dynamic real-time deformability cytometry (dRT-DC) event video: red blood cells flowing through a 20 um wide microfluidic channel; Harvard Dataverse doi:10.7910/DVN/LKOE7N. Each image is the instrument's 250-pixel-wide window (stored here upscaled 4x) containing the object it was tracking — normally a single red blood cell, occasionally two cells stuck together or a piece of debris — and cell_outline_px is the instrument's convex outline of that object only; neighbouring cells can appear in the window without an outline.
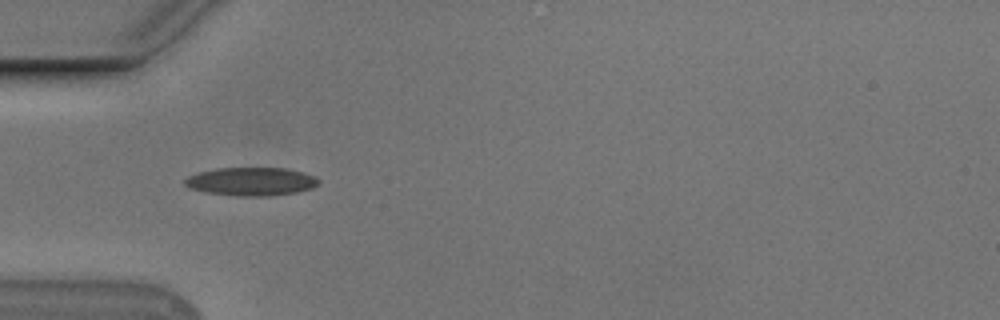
{"species": "Egyptian fruit bat (a non-hibernating species)", "species_latin": "Rousettus aegyptiacus", "temperature_condition": "cold", "stored_images_in_passage": 39, "camera_frame_rate_fps": 3000, "um_per_image_px": 0.085, "animal": {"sex": "male"}, "frame": {"image": 1, "passage_image": 2, "time_ms": 0.333, "image_size_px": [1000, 320], "cell_outline_px": [[320, 180], [312, 188], [296, 192], [272, 196], [236, 196], [208, 192], [188, 188], [184, 184], [184, 180], [188, 176], [200, 172], [216, 168], [284, 168], [300, 172], [312, 176]], "centroid_in_image_um": [21.31, 15.43], "position_along_channel_um": 63.7, "area_um2": 21.85}}
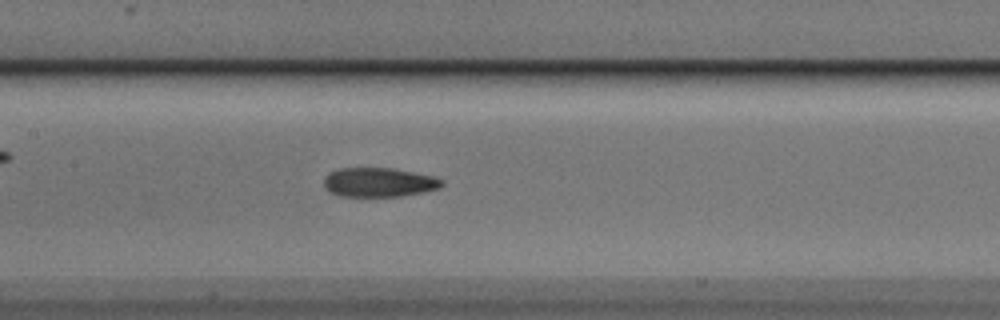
{"frame": {"image": 2, "passage_image": 11, "time_ms": 3.333, "image_size_px": [1000, 320], "cell_outline_px": [[444, 184], [440, 188], [424, 192], [400, 196], [340, 196], [328, 192], [324, 188], [324, 176], [328, 172], [340, 168], [392, 168], [432, 176], [444, 180]], "centroid_in_image_um": [32.17, 15.5], "position_along_channel_um": 175.2, "area_um2": 20.23}}
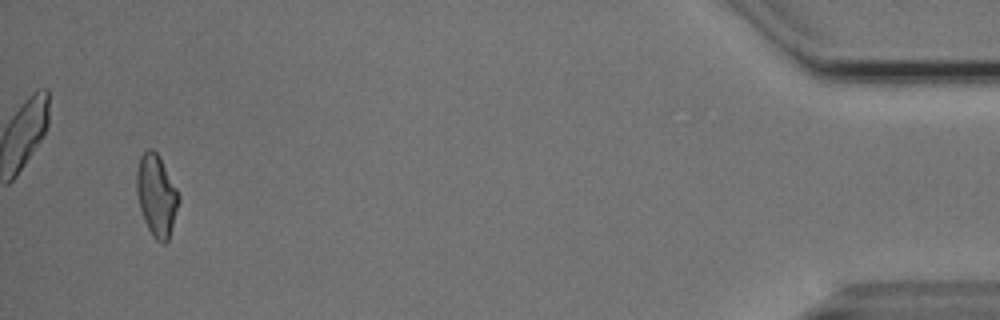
{"frame": {"image": 3, "passage_image": 37, "time_ms": 12.0, "image_size_px": [1000, 320], "cell_outline_px": [[180, 200], [168, 240], [164, 244], [156, 240], [152, 236], [144, 220], [140, 208], [136, 192], [136, 172], [140, 156], [148, 148], [152, 148], [156, 152], [176, 188], [180, 196]], "centroid_in_image_um": [13.29, 16.62], "position_along_channel_um": 421.9, "area_um2": 19.83}, "authors_computed_cell_mechanics": {"area_um2": 20.0566, "velocity_mm_per_s": 3.7644, "shape_relaxation_time_tau1_ms": 4.3663, "shape_relaxation_time_tau2_ms": 3.6426, "deformation_change_tau1": 0.1534, "deformation_change_tau2": 0.1168}}